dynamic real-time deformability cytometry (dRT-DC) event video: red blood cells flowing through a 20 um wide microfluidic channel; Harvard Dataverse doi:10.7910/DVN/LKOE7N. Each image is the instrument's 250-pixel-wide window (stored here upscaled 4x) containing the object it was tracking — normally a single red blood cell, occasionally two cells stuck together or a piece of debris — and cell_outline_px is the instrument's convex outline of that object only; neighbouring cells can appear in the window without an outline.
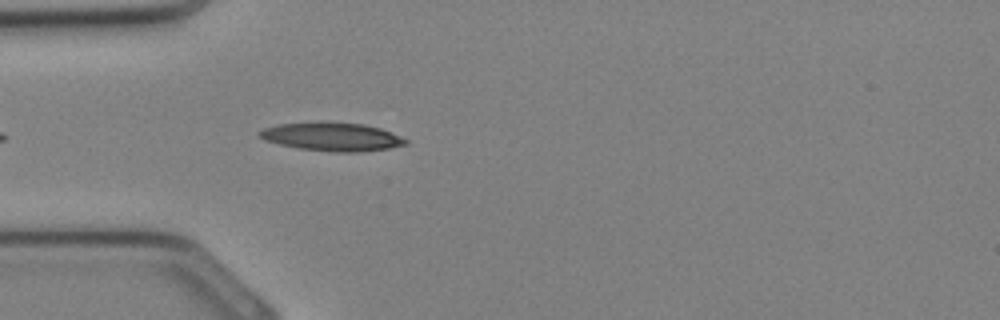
{"species": "Egyptian fruit bat (a non-hibernating species)", "species_latin": "Rousettus aegyptiacus", "temperature_condition": "cold", "stored_images_in_passage": 23, "camera_frame_rate_fps": 3000, "um_per_image_px": 0.085, "animal": {"sex": "female"}, "frame": {"image": 1, "passage_image": 1, "time_ms": 0.0, "image_size_px": [1000, 320], "cell_outline_px": [[408, 144], [388, 148], [360, 152], [332, 152], [300, 148], [280, 144], [264, 140], [256, 132], [264, 128], [280, 124], [320, 120], [324, 120], [364, 124], [380, 128], [400, 136], [408, 140]], "centroid_in_image_um": [28.21, 11.6], "position_along_channel_um": 56.8, "area_um2": 24.57}}
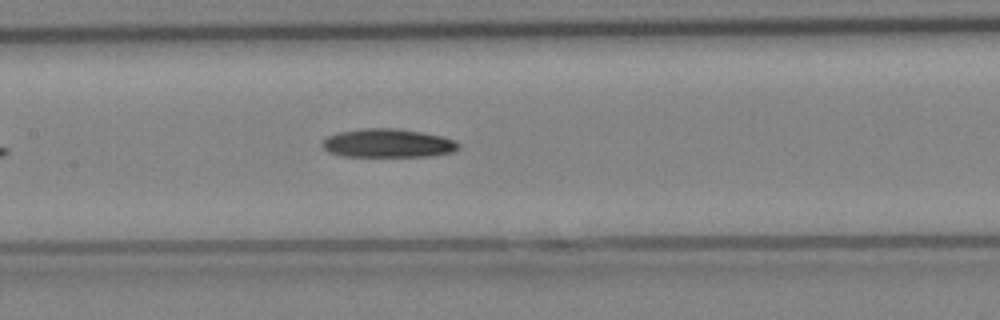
{"frame": {"image": 2, "passage_image": 7, "time_ms": 2.0, "image_size_px": [1000, 320], "cell_outline_px": [[460, 148], [452, 152], [432, 156], [344, 156], [328, 152], [320, 144], [328, 136], [340, 132], [360, 128], [396, 128], [420, 132], [440, 136], [452, 140], [460, 144]], "centroid_in_image_um": [32.95, 12.17], "position_along_channel_um": 174.4, "area_um2": 22.6}}
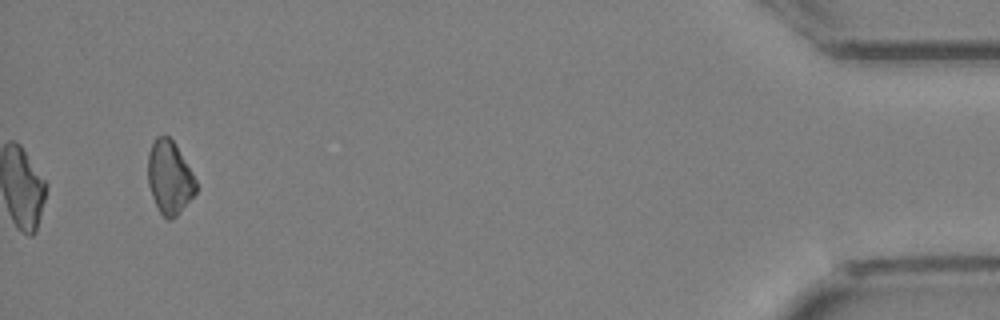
{"frame": {"image": 3, "passage_image": 23, "time_ms": 7.333, "image_size_px": [1000, 320], "cell_outline_px": [[196, 192], [180, 212], [172, 220], [168, 220], [160, 212], [152, 196], [148, 184], [148, 152], [156, 136], [168, 136], [176, 144], [192, 172], [196, 180]], "centroid_in_image_um": [14.4, 15.08], "position_along_channel_um": 420.8, "area_um2": 20.4}}